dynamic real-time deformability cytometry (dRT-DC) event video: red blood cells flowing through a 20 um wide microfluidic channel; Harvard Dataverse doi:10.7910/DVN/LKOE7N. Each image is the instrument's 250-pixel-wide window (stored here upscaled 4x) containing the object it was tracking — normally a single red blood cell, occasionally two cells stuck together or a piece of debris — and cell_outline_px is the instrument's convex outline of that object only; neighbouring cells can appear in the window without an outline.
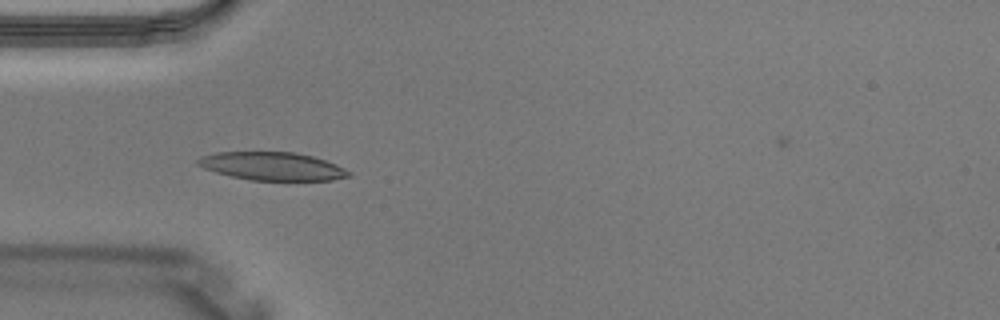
{"species": "Egyptian fruit bat (a non-hibernating species)", "species_latin": "Rousettus aegyptiacus", "temperature_condition": "warm", "stored_images_in_passage": 2, "camera_frame_rate_fps": 3000, "um_per_image_px": 0.085, "animal": {"sex": "male"}, "frame": {"image": 1, "passage_image": 2, "time_ms": 0.333, "image_size_px": [1000, 320], "cell_outline_px": [[352, 176], [332, 180], [252, 180], [232, 176], [216, 172], [204, 168], [196, 164], [196, 160], [200, 156], [216, 152], [296, 152], [312, 156], [336, 164], [352, 172]], "centroid_in_image_um": [23.15, 14.12], "position_along_channel_um": 61.8, "area_um2": 24.74}}